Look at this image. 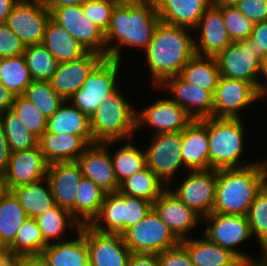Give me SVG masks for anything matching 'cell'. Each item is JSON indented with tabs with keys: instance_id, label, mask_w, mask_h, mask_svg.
I'll use <instances>...</instances> for the list:
<instances>
[{
	"instance_id": "obj_1",
	"label": "cell",
	"mask_w": 267,
	"mask_h": 266,
	"mask_svg": "<svg viewBox=\"0 0 267 266\" xmlns=\"http://www.w3.org/2000/svg\"><path fill=\"white\" fill-rule=\"evenodd\" d=\"M160 21L154 0L119 2L105 32L106 57L120 61L122 54L119 45L145 49Z\"/></svg>"
},
{
	"instance_id": "obj_2",
	"label": "cell",
	"mask_w": 267,
	"mask_h": 266,
	"mask_svg": "<svg viewBox=\"0 0 267 266\" xmlns=\"http://www.w3.org/2000/svg\"><path fill=\"white\" fill-rule=\"evenodd\" d=\"M192 29L178 27L160 21L153 38L145 48L155 87L165 79L179 75L181 69L196 54Z\"/></svg>"
},
{
	"instance_id": "obj_3",
	"label": "cell",
	"mask_w": 267,
	"mask_h": 266,
	"mask_svg": "<svg viewBox=\"0 0 267 266\" xmlns=\"http://www.w3.org/2000/svg\"><path fill=\"white\" fill-rule=\"evenodd\" d=\"M267 180L263 162L243 168L217 170L215 204L212 213L246 216L257 192Z\"/></svg>"
},
{
	"instance_id": "obj_4",
	"label": "cell",
	"mask_w": 267,
	"mask_h": 266,
	"mask_svg": "<svg viewBox=\"0 0 267 266\" xmlns=\"http://www.w3.org/2000/svg\"><path fill=\"white\" fill-rule=\"evenodd\" d=\"M244 126L241 118L207 117L209 169L243 168L238 164L244 151Z\"/></svg>"
},
{
	"instance_id": "obj_5",
	"label": "cell",
	"mask_w": 267,
	"mask_h": 266,
	"mask_svg": "<svg viewBox=\"0 0 267 266\" xmlns=\"http://www.w3.org/2000/svg\"><path fill=\"white\" fill-rule=\"evenodd\" d=\"M117 88L102 101L90 118V128L96 143L121 141L135 133L136 113Z\"/></svg>"
},
{
	"instance_id": "obj_6",
	"label": "cell",
	"mask_w": 267,
	"mask_h": 266,
	"mask_svg": "<svg viewBox=\"0 0 267 266\" xmlns=\"http://www.w3.org/2000/svg\"><path fill=\"white\" fill-rule=\"evenodd\" d=\"M152 208L153 203L143 198L128 196L118 191L106 193L98 215L89 225L99 232L122 235L143 219Z\"/></svg>"
},
{
	"instance_id": "obj_7",
	"label": "cell",
	"mask_w": 267,
	"mask_h": 266,
	"mask_svg": "<svg viewBox=\"0 0 267 266\" xmlns=\"http://www.w3.org/2000/svg\"><path fill=\"white\" fill-rule=\"evenodd\" d=\"M207 225L204 235L213 243L222 248L230 250L243 263L250 266H261L267 264V253H262L261 258L254 259L236 249V245L244 243L251 238L252 234L246 216L231 215L223 213H210L203 217ZM256 261H253V260Z\"/></svg>"
},
{
	"instance_id": "obj_8",
	"label": "cell",
	"mask_w": 267,
	"mask_h": 266,
	"mask_svg": "<svg viewBox=\"0 0 267 266\" xmlns=\"http://www.w3.org/2000/svg\"><path fill=\"white\" fill-rule=\"evenodd\" d=\"M119 67L120 61L109 57L104 58L68 102L71 100L73 106L91 118L102 101L118 88L116 77Z\"/></svg>"
},
{
	"instance_id": "obj_9",
	"label": "cell",
	"mask_w": 267,
	"mask_h": 266,
	"mask_svg": "<svg viewBox=\"0 0 267 266\" xmlns=\"http://www.w3.org/2000/svg\"><path fill=\"white\" fill-rule=\"evenodd\" d=\"M122 235L125 244L134 253L160 254L180 243V240L160 219L153 208L143 219L128 228Z\"/></svg>"
},
{
	"instance_id": "obj_10",
	"label": "cell",
	"mask_w": 267,
	"mask_h": 266,
	"mask_svg": "<svg viewBox=\"0 0 267 266\" xmlns=\"http://www.w3.org/2000/svg\"><path fill=\"white\" fill-rule=\"evenodd\" d=\"M48 10L50 18L62 26L85 50L106 58L105 32L84 16L81 5L49 8Z\"/></svg>"
},
{
	"instance_id": "obj_11",
	"label": "cell",
	"mask_w": 267,
	"mask_h": 266,
	"mask_svg": "<svg viewBox=\"0 0 267 266\" xmlns=\"http://www.w3.org/2000/svg\"><path fill=\"white\" fill-rule=\"evenodd\" d=\"M146 166L167 186L172 175L183 165L182 132L151 135Z\"/></svg>"
},
{
	"instance_id": "obj_12",
	"label": "cell",
	"mask_w": 267,
	"mask_h": 266,
	"mask_svg": "<svg viewBox=\"0 0 267 266\" xmlns=\"http://www.w3.org/2000/svg\"><path fill=\"white\" fill-rule=\"evenodd\" d=\"M50 11L43 0H18L6 24L25 46L41 44Z\"/></svg>"
},
{
	"instance_id": "obj_13",
	"label": "cell",
	"mask_w": 267,
	"mask_h": 266,
	"mask_svg": "<svg viewBox=\"0 0 267 266\" xmlns=\"http://www.w3.org/2000/svg\"><path fill=\"white\" fill-rule=\"evenodd\" d=\"M188 174L179 187L170 191L202 217L209 215L215 204L217 170H196Z\"/></svg>"
},
{
	"instance_id": "obj_14",
	"label": "cell",
	"mask_w": 267,
	"mask_h": 266,
	"mask_svg": "<svg viewBox=\"0 0 267 266\" xmlns=\"http://www.w3.org/2000/svg\"><path fill=\"white\" fill-rule=\"evenodd\" d=\"M220 76L251 83L255 88L260 81L261 61L248 39L232 42L216 57Z\"/></svg>"
},
{
	"instance_id": "obj_15",
	"label": "cell",
	"mask_w": 267,
	"mask_h": 266,
	"mask_svg": "<svg viewBox=\"0 0 267 266\" xmlns=\"http://www.w3.org/2000/svg\"><path fill=\"white\" fill-rule=\"evenodd\" d=\"M84 238L90 266H128L131 251L125 244L123 235L99 232L85 224Z\"/></svg>"
},
{
	"instance_id": "obj_16",
	"label": "cell",
	"mask_w": 267,
	"mask_h": 266,
	"mask_svg": "<svg viewBox=\"0 0 267 266\" xmlns=\"http://www.w3.org/2000/svg\"><path fill=\"white\" fill-rule=\"evenodd\" d=\"M258 99L251 83L220 76L213 97V117L240 118L238 112Z\"/></svg>"
},
{
	"instance_id": "obj_17",
	"label": "cell",
	"mask_w": 267,
	"mask_h": 266,
	"mask_svg": "<svg viewBox=\"0 0 267 266\" xmlns=\"http://www.w3.org/2000/svg\"><path fill=\"white\" fill-rule=\"evenodd\" d=\"M193 118L169 98L159 99L136 113V130L143 125L153 127V135L182 132Z\"/></svg>"
},
{
	"instance_id": "obj_18",
	"label": "cell",
	"mask_w": 267,
	"mask_h": 266,
	"mask_svg": "<svg viewBox=\"0 0 267 266\" xmlns=\"http://www.w3.org/2000/svg\"><path fill=\"white\" fill-rule=\"evenodd\" d=\"M111 143L115 141L88 145L76 161L83 177L92 180L105 193L117 192L119 189L111 154L107 150Z\"/></svg>"
},
{
	"instance_id": "obj_19",
	"label": "cell",
	"mask_w": 267,
	"mask_h": 266,
	"mask_svg": "<svg viewBox=\"0 0 267 266\" xmlns=\"http://www.w3.org/2000/svg\"><path fill=\"white\" fill-rule=\"evenodd\" d=\"M48 165L39 145L28 150L11 152L4 171L7 189L46 178Z\"/></svg>"
},
{
	"instance_id": "obj_20",
	"label": "cell",
	"mask_w": 267,
	"mask_h": 266,
	"mask_svg": "<svg viewBox=\"0 0 267 266\" xmlns=\"http://www.w3.org/2000/svg\"><path fill=\"white\" fill-rule=\"evenodd\" d=\"M104 58L98 53L87 52L77 60L58 63L56 72L49 80L51 87L68 101Z\"/></svg>"
},
{
	"instance_id": "obj_21",
	"label": "cell",
	"mask_w": 267,
	"mask_h": 266,
	"mask_svg": "<svg viewBox=\"0 0 267 266\" xmlns=\"http://www.w3.org/2000/svg\"><path fill=\"white\" fill-rule=\"evenodd\" d=\"M196 29L200 32L195 37L197 55L216 57L232 43L227 34L221 6L211 4L202 15Z\"/></svg>"
},
{
	"instance_id": "obj_22",
	"label": "cell",
	"mask_w": 267,
	"mask_h": 266,
	"mask_svg": "<svg viewBox=\"0 0 267 266\" xmlns=\"http://www.w3.org/2000/svg\"><path fill=\"white\" fill-rule=\"evenodd\" d=\"M153 209L179 240L187 238L202 216L186 206L170 189H166L154 202ZM188 232V233H187Z\"/></svg>"
},
{
	"instance_id": "obj_23",
	"label": "cell",
	"mask_w": 267,
	"mask_h": 266,
	"mask_svg": "<svg viewBox=\"0 0 267 266\" xmlns=\"http://www.w3.org/2000/svg\"><path fill=\"white\" fill-rule=\"evenodd\" d=\"M81 168L74 162H57L48 165L46 178L55 204L70 210L75 218V198L82 179Z\"/></svg>"
},
{
	"instance_id": "obj_24",
	"label": "cell",
	"mask_w": 267,
	"mask_h": 266,
	"mask_svg": "<svg viewBox=\"0 0 267 266\" xmlns=\"http://www.w3.org/2000/svg\"><path fill=\"white\" fill-rule=\"evenodd\" d=\"M162 85L175 96L170 100L178 103L193 119L213 117L214 94L211 91L194 87L179 75L165 79L158 87Z\"/></svg>"
},
{
	"instance_id": "obj_25",
	"label": "cell",
	"mask_w": 267,
	"mask_h": 266,
	"mask_svg": "<svg viewBox=\"0 0 267 266\" xmlns=\"http://www.w3.org/2000/svg\"><path fill=\"white\" fill-rule=\"evenodd\" d=\"M183 165L190 171L209 169L207 118L193 119L182 131Z\"/></svg>"
},
{
	"instance_id": "obj_26",
	"label": "cell",
	"mask_w": 267,
	"mask_h": 266,
	"mask_svg": "<svg viewBox=\"0 0 267 266\" xmlns=\"http://www.w3.org/2000/svg\"><path fill=\"white\" fill-rule=\"evenodd\" d=\"M156 12L164 23L195 30L212 0H154Z\"/></svg>"
},
{
	"instance_id": "obj_27",
	"label": "cell",
	"mask_w": 267,
	"mask_h": 266,
	"mask_svg": "<svg viewBox=\"0 0 267 266\" xmlns=\"http://www.w3.org/2000/svg\"><path fill=\"white\" fill-rule=\"evenodd\" d=\"M38 145L48 164L77 161L88 146L78 135L47 131L39 137Z\"/></svg>"
},
{
	"instance_id": "obj_28",
	"label": "cell",
	"mask_w": 267,
	"mask_h": 266,
	"mask_svg": "<svg viewBox=\"0 0 267 266\" xmlns=\"http://www.w3.org/2000/svg\"><path fill=\"white\" fill-rule=\"evenodd\" d=\"M77 239L52 242L41 256L51 266H90L89 251L84 238V225L77 230Z\"/></svg>"
},
{
	"instance_id": "obj_29",
	"label": "cell",
	"mask_w": 267,
	"mask_h": 266,
	"mask_svg": "<svg viewBox=\"0 0 267 266\" xmlns=\"http://www.w3.org/2000/svg\"><path fill=\"white\" fill-rule=\"evenodd\" d=\"M66 102L67 100L47 119L46 131L54 134L78 135L88 145L96 143L90 128V118L77 107L67 106Z\"/></svg>"
},
{
	"instance_id": "obj_30",
	"label": "cell",
	"mask_w": 267,
	"mask_h": 266,
	"mask_svg": "<svg viewBox=\"0 0 267 266\" xmlns=\"http://www.w3.org/2000/svg\"><path fill=\"white\" fill-rule=\"evenodd\" d=\"M203 237V240L189 237L180 240L193 266H239L242 263L230 250L211 242L205 235Z\"/></svg>"
},
{
	"instance_id": "obj_31",
	"label": "cell",
	"mask_w": 267,
	"mask_h": 266,
	"mask_svg": "<svg viewBox=\"0 0 267 266\" xmlns=\"http://www.w3.org/2000/svg\"><path fill=\"white\" fill-rule=\"evenodd\" d=\"M41 44L58 63L77 60L88 52L62 26L58 25L51 18L45 26Z\"/></svg>"
},
{
	"instance_id": "obj_32",
	"label": "cell",
	"mask_w": 267,
	"mask_h": 266,
	"mask_svg": "<svg viewBox=\"0 0 267 266\" xmlns=\"http://www.w3.org/2000/svg\"><path fill=\"white\" fill-rule=\"evenodd\" d=\"M44 182L46 184H41ZM10 191L17 198L29 218L36 219L56 205L47 178L11 188Z\"/></svg>"
},
{
	"instance_id": "obj_33",
	"label": "cell",
	"mask_w": 267,
	"mask_h": 266,
	"mask_svg": "<svg viewBox=\"0 0 267 266\" xmlns=\"http://www.w3.org/2000/svg\"><path fill=\"white\" fill-rule=\"evenodd\" d=\"M179 76L190 85L214 94L220 78L217 60L213 56L195 54L181 69Z\"/></svg>"
},
{
	"instance_id": "obj_34",
	"label": "cell",
	"mask_w": 267,
	"mask_h": 266,
	"mask_svg": "<svg viewBox=\"0 0 267 266\" xmlns=\"http://www.w3.org/2000/svg\"><path fill=\"white\" fill-rule=\"evenodd\" d=\"M48 244L44 241L38 222L28 218L18 229L14 242L9 246L10 256L14 261L41 255Z\"/></svg>"
},
{
	"instance_id": "obj_35",
	"label": "cell",
	"mask_w": 267,
	"mask_h": 266,
	"mask_svg": "<svg viewBox=\"0 0 267 266\" xmlns=\"http://www.w3.org/2000/svg\"><path fill=\"white\" fill-rule=\"evenodd\" d=\"M105 192L92 180L82 177L75 198V219L81 224H90L98 215Z\"/></svg>"
},
{
	"instance_id": "obj_36",
	"label": "cell",
	"mask_w": 267,
	"mask_h": 266,
	"mask_svg": "<svg viewBox=\"0 0 267 266\" xmlns=\"http://www.w3.org/2000/svg\"><path fill=\"white\" fill-rule=\"evenodd\" d=\"M165 184L146 166L119 184L118 192L143 198L152 203L167 189Z\"/></svg>"
},
{
	"instance_id": "obj_37",
	"label": "cell",
	"mask_w": 267,
	"mask_h": 266,
	"mask_svg": "<svg viewBox=\"0 0 267 266\" xmlns=\"http://www.w3.org/2000/svg\"><path fill=\"white\" fill-rule=\"evenodd\" d=\"M28 218L17 198L8 190L0 198V235L8 247L14 242L18 229Z\"/></svg>"
},
{
	"instance_id": "obj_38",
	"label": "cell",
	"mask_w": 267,
	"mask_h": 266,
	"mask_svg": "<svg viewBox=\"0 0 267 266\" xmlns=\"http://www.w3.org/2000/svg\"><path fill=\"white\" fill-rule=\"evenodd\" d=\"M32 81L23 55L0 58V83L14 96L24 95Z\"/></svg>"
},
{
	"instance_id": "obj_39",
	"label": "cell",
	"mask_w": 267,
	"mask_h": 266,
	"mask_svg": "<svg viewBox=\"0 0 267 266\" xmlns=\"http://www.w3.org/2000/svg\"><path fill=\"white\" fill-rule=\"evenodd\" d=\"M0 125L11 152L24 151L38 146L39 138L22 124V120L12 109L0 114Z\"/></svg>"
},
{
	"instance_id": "obj_40",
	"label": "cell",
	"mask_w": 267,
	"mask_h": 266,
	"mask_svg": "<svg viewBox=\"0 0 267 266\" xmlns=\"http://www.w3.org/2000/svg\"><path fill=\"white\" fill-rule=\"evenodd\" d=\"M36 220L47 244H51L53 239L60 241L66 227L69 226L73 230L76 229V231L81 227V224L71 215L70 210L58 205H55L45 214L38 216Z\"/></svg>"
},
{
	"instance_id": "obj_41",
	"label": "cell",
	"mask_w": 267,
	"mask_h": 266,
	"mask_svg": "<svg viewBox=\"0 0 267 266\" xmlns=\"http://www.w3.org/2000/svg\"><path fill=\"white\" fill-rule=\"evenodd\" d=\"M111 159L119 184L146 167L145 150L141 151L131 142L117 149Z\"/></svg>"
},
{
	"instance_id": "obj_42",
	"label": "cell",
	"mask_w": 267,
	"mask_h": 266,
	"mask_svg": "<svg viewBox=\"0 0 267 266\" xmlns=\"http://www.w3.org/2000/svg\"><path fill=\"white\" fill-rule=\"evenodd\" d=\"M23 56L33 80L49 81L58 62L42 44L25 46Z\"/></svg>"
},
{
	"instance_id": "obj_43",
	"label": "cell",
	"mask_w": 267,
	"mask_h": 266,
	"mask_svg": "<svg viewBox=\"0 0 267 266\" xmlns=\"http://www.w3.org/2000/svg\"><path fill=\"white\" fill-rule=\"evenodd\" d=\"M45 116L51 117L65 101L50 85L49 81L33 80L23 95Z\"/></svg>"
},
{
	"instance_id": "obj_44",
	"label": "cell",
	"mask_w": 267,
	"mask_h": 266,
	"mask_svg": "<svg viewBox=\"0 0 267 266\" xmlns=\"http://www.w3.org/2000/svg\"><path fill=\"white\" fill-rule=\"evenodd\" d=\"M252 236H256L263 253H267V185L257 192L247 212Z\"/></svg>"
},
{
	"instance_id": "obj_45",
	"label": "cell",
	"mask_w": 267,
	"mask_h": 266,
	"mask_svg": "<svg viewBox=\"0 0 267 266\" xmlns=\"http://www.w3.org/2000/svg\"><path fill=\"white\" fill-rule=\"evenodd\" d=\"M22 120V124L38 138L46 131L47 119L26 97L14 96L11 108Z\"/></svg>"
},
{
	"instance_id": "obj_46",
	"label": "cell",
	"mask_w": 267,
	"mask_h": 266,
	"mask_svg": "<svg viewBox=\"0 0 267 266\" xmlns=\"http://www.w3.org/2000/svg\"><path fill=\"white\" fill-rule=\"evenodd\" d=\"M227 34L232 42L248 39L254 22L243 16L236 6L221 7Z\"/></svg>"
},
{
	"instance_id": "obj_47",
	"label": "cell",
	"mask_w": 267,
	"mask_h": 266,
	"mask_svg": "<svg viewBox=\"0 0 267 266\" xmlns=\"http://www.w3.org/2000/svg\"><path fill=\"white\" fill-rule=\"evenodd\" d=\"M116 0H87L81 4L84 16L104 32L107 31Z\"/></svg>"
},
{
	"instance_id": "obj_48",
	"label": "cell",
	"mask_w": 267,
	"mask_h": 266,
	"mask_svg": "<svg viewBox=\"0 0 267 266\" xmlns=\"http://www.w3.org/2000/svg\"><path fill=\"white\" fill-rule=\"evenodd\" d=\"M25 45L6 23H0V58L23 55Z\"/></svg>"
},
{
	"instance_id": "obj_49",
	"label": "cell",
	"mask_w": 267,
	"mask_h": 266,
	"mask_svg": "<svg viewBox=\"0 0 267 266\" xmlns=\"http://www.w3.org/2000/svg\"><path fill=\"white\" fill-rule=\"evenodd\" d=\"M236 7L254 23L267 21V0H241Z\"/></svg>"
},
{
	"instance_id": "obj_50",
	"label": "cell",
	"mask_w": 267,
	"mask_h": 266,
	"mask_svg": "<svg viewBox=\"0 0 267 266\" xmlns=\"http://www.w3.org/2000/svg\"><path fill=\"white\" fill-rule=\"evenodd\" d=\"M158 262L160 266H193L187 250L180 243L158 254Z\"/></svg>"
},
{
	"instance_id": "obj_51",
	"label": "cell",
	"mask_w": 267,
	"mask_h": 266,
	"mask_svg": "<svg viewBox=\"0 0 267 266\" xmlns=\"http://www.w3.org/2000/svg\"><path fill=\"white\" fill-rule=\"evenodd\" d=\"M248 40L255 51V56L263 61L267 57V21L255 23Z\"/></svg>"
},
{
	"instance_id": "obj_52",
	"label": "cell",
	"mask_w": 267,
	"mask_h": 266,
	"mask_svg": "<svg viewBox=\"0 0 267 266\" xmlns=\"http://www.w3.org/2000/svg\"><path fill=\"white\" fill-rule=\"evenodd\" d=\"M128 266H160L158 254L131 252Z\"/></svg>"
},
{
	"instance_id": "obj_53",
	"label": "cell",
	"mask_w": 267,
	"mask_h": 266,
	"mask_svg": "<svg viewBox=\"0 0 267 266\" xmlns=\"http://www.w3.org/2000/svg\"><path fill=\"white\" fill-rule=\"evenodd\" d=\"M10 148L7 143V138L4 134L3 128L0 125V172L4 173L10 159Z\"/></svg>"
},
{
	"instance_id": "obj_54",
	"label": "cell",
	"mask_w": 267,
	"mask_h": 266,
	"mask_svg": "<svg viewBox=\"0 0 267 266\" xmlns=\"http://www.w3.org/2000/svg\"><path fill=\"white\" fill-rule=\"evenodd\" d=\"M14 95L0 83V114L12 108Z\"/></svg>"
},
{
	"instance_id": "obj_55",
	"label": "cell",
	"mask_w": 267,
	"mask_h": 266,
	"mask_svg": "<svg viewBox=\"0 0 267 266\" xmlns=\"http://www.w3.org/2000/svg\"><path fill=\"white\" fill-rule=\"evenodd\" d=\"M18 0H0V23H6Z\"/></svg>"
},
{
	"instance_id": "obj_56",
	"label": "cell",
	"mask_w": 267,
	"mask_h": 266,
	"mask_svg": "<svg viewBox=\"0 0 267 266\" xmlns=\"http://www.w3.org/2000/svg\"><path fill=\"white\" fill-rule=\"evenodd\" d=\"M47 9L63 6L81 5L87 0H43Z\"/></svg>"
},
{
	"instance_id": "obj_57",
	"label": "cell",
	"mask_w": 267,
	"mask_h": 266,
	"mask_svg": "<svg viewBox=\"0 0 267 266\" xmlns=\"http://www.w3.org/2000/svg\"><path fill=\"white\" fill-rule=\"evenodd\" d=\"M16 262L20 266H51L41 255L26 257Z\"/></svg>"
},
{
	"instance_id": "obj_58",
	"label": "cell",
	"mask_w": 267,
	"mask_h": 266,
	"mask_svg": "<svg viewBox=\"0 0 267 266\" xmlns=\"http://www.w3.org/2000/svg\"><path fill=\"white\" fill-rule=\"evenodd\" d=\"M259 76H264L267 81V57L263 61H261ZM256 92L257 94H267V83H261V81H258Z\"/></svg>"
},
{
	"instance_id": "obj_59",
	"label": "cell",
	"mask_w": 267,
	"mask_h": 266,
	"mask_svg": "<svg viewBox=\"0 0 267 266\" xmlns=\"http://www.w3.org/2000/svg\"><path fill=\"white\" fill-rule=\"evenodd\" d=\"M14 262L10 256L9 249H0V266H10Z\"/></svg>"
},
{
	"instance_id": "obj_60",
	"label": "cell",
	"mask_w": 267,
	"mask_h": 266,
	"mask_svg": "<svg viewBox=\"0 0 267 266\" xmlns=\"http://www.w3.org/2000/svg\"><path fill=\"white\" fill-rule=\"evenodd\" d=\"M241 0H212V4L221 7L236 6Z\"/></svg>"
},
{
	"instance_id": "obj_61",
	"label": "cell",
	"mask_w": 267,
	"mask_h": 266,
	"mask_svg": "<svg viewBox=\"0 0 267 266\" xmlns=\"http://www.w3.org/2000/svg\"><path fill=\"white\" fill-rule=\"evenodd\" d=\"M8 191L6 184L4 173L0 172V198Z\"/></svg>"
},
{
	"instance_id": "obj_62",
	"label": "cell",
	"mask_w": 267,
	"mask_h": 266,
	"mask_svg": "<svg viewBox=\"0 0 267 266\" xmlns=\"http://www.w3.org/2000/svg\"><path fill=\"white\" fill-rule=\"evenodd\" d=\"M0 249H9V247L3 241L1 235H0Z\"/></svg>"
},
{
	"instance_id": "obj_63",
	"label": "cell",
	"mask_w": 267,
	"mask_h": 266,
	"mask_svg": "<svg viewBox=\"0 0 267 266\" xmlns=\"http://www.w3.org/2000/svg\"><path fill=\"white\" fill-rule=\"evenodd\" d=\"M118 2H133V1H136V0H116Z\"/></svg>"
},
{
	"instance_id": "obj_64",
	"label": "cell",
	"mask_w": 267,
	"mask_h": 266,
	"mask_svg": "<svg viewBox=\"0 0 267 266\" xmlns=\"http://www.w3.org/2000/svg\"><path fill=\"white\" fill-rule=\"evenodd\" d=\"M258 95V98L261 99L262 97H266L267 98V94H257ZM261 97V98H260Z\"/></svg>"
},
{
	"instance_id": "obj_65",
	"label": "cell",
	"mask_w": 267,
	"mask_h": 266,
	"mask_svg": "<svg viewBox=\"0 0 267 266\" xmlns=\"http://www.w3.org/2000/svg\"><path fill=\"white\" fill-rule=\"evenodd\" d=\"M10 266H20L16 261L12 263Z\"/></svg>"
},
{
	"instance_id": "obj_66",
	"label": "cell",
	"mask_w": 267,
	"mask_h": 266,
	"mask_svg": "<svg viewBox=\"0 0 267 266\" xmlns=\"http://www.w3.org/2000/svg\"><path fill=\"white\" fill-rule=\"evenodd\" d=\"M239 266H250V265L242 262Z\"/></svg>"
},
{
	"instance_id": "obj_67",
	"label": "cell",
	"mask_w": 267,
	"mask_h": 266,
	"mask_svg": "<svg viewBox=\"0 0 267 266\" xmlns=\"http://www.w3.org/2000/svg\"><path fill=\"white\" fill-rule=\"evenodd\" d=\"M266 173H267V161L264 162Z\"/></svg>"
}]
</instances>
